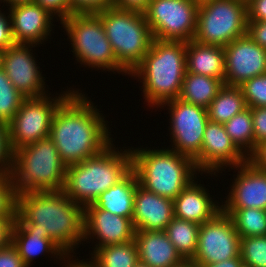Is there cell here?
Returning a JSON list of instances; mask_svg holds the SVG:
<instances>
[{
	"label": "cell",
	"instance_id": "cell-32",
	"mask_svg": "<svg viewBox=\"0 0 266 267\" xmlns=\"http://www.w3.org/2000/svg\"><path fill=\"white\" fill-rule=\"evenodd\" d=\"M26 97L11 83L0 66V121L9 123Z\"/></svg>",
	"mask_w": 266,
	"mask_h": 267
},
{
	"label": "cell",
	"instance_id": "cell-42",
	"mask_svg": "<svg viewBox=\"0 0 266 267\" xmlns=\"http://www.w3.org/2000/svg\"><path fill=\"white\" fill-rule=\"evenodd\" d=\"M247 35L259 46L266 49V21H248Z\"/></svg>",
	"mask_w": 266,
	"mask_h": 267
},
{
	"label": "cell",
	"instance_id": "cell-40",
	"mask_svg": "<svg viewBox=\"0 0 266 267\" xmlns=\"http://www.w3.org/2000/svg\"><path fill=\"white\" fill-rule=\"evenodd\" d=\"M6 10L8 13L0 10V52L7 50L10 46L15 44L12 35L10 13L8 9Z\"/></svg>",
	"mask_w": 266,
	"mask_h": 267
},
{
	"label": "cell",
	"instance_id": "cell-36",
	"mask_svg": "<svg viewBox=\"0 0 266 267\" xmlns=\"http://www.w3.org/2000/svg\"><path fill=\"white\" fill-rule=\"evenodd\" d=\"M13 149L10 145L9 126L0 121V176H8L11 173Z\"/></svg>",
	"mask_w": 266,
	"mask_h": 267
},
{
	"label": "cell",
	"instance_id": "cell-3",
	"mask_svg": "<svg viewBox=\"0 0 266 267\" xmlns=\"http://www.w3.org/2000/svg\"><path fill=\"white\" fill-rule=\"evenodd\" d=\"M186 64V42L153 39L148 53L129 76L142 83L146 106L158 109L179 97Z\"/></svg>",
	"mask_w": 266,
	"mask_h": 267
},
{
	"label": "cell",
	"instance_id": "cell-18",
	"mask_svg": "<svg viewBox=\"0 0 266 267\" xmlns=\"http://www.w3.org/2000/svg\"><path fill=\"white\" fill-rule=\"evenodd\" d=\"M222 208H256L266 210V171L259 170L250 161L236 167ZM235 176V177H234Z\"/></svg>",
	"mask_w": 266,
	"mask_h": 267
},
{
	"label": "cell",
	"instance_id": "cell-45",
	"mask_svg": "<svg viewBox=\"0 0 266 267\" xmlns=\"http://www.w3.org/2000/svg\"><path fill=\"white\" fill-rule=\"evenodd\" d=\"M256 168L266 171V141L256 146L255 151L248 157Z\"/></svg>",
	"mask_w": 266,
	"mask_h": 267
},
{
	"label": "cell",
	"instance_id": "cell-12",
	"mask_svg": "<svg viewBox=\"0 0 266 267\" xmlns=\"http://www.w3.org/2000/svg\"><path fill=\"white\" fill-rule=\"evenodd\" d=\"M164 107H167L170 117V149L194 161L201 153L202 139L209 121L207 108L180 98L165 102L159 109Z\"/></svg>",
	"mask_w": 266,
	"mask_h": 267
},
{
	"label": "cell",
	"instance_id": "cell-25",
	"mask_svg": "<svg viewBox=\"0 0 266 267\" xmlns=\"http://www.w3.org/2000/svg\"><path fill=\"white\" fill-rule=\"evenodd\" d=\"M139 181L131 170L121 181L100 194L94 205L104 211L125 218L133 217L134 197Z\"/></svg>",
	"mask_w": 266,
	"mask_h": 267
},
{
	"label": "cell",
	"instance_id": "cell-52",
	"mask_svg": "<svg viewBox=\"0 0 266 267\" xmlns=\"http://www.w3.org/2000/svg\"><path fill=\"white\" fill-rule=\"evenodd\" d=\"M198 3H201V2H203V1H206V0H196Z\"/></svg>",
	"mask_w": 266,
	"mask_h": 267
},
{
	"label": "cell",
	"instance_id": "cell-30",
	"mask_svg": "<svg viewBox=\"0 0 266 267\" xmlns=\"http://www.w3.org/2000/svg\"><path fill=\"white\" fill-rule=\"evenodd\" d=\"M226 133L236 147L248 158L254 152L252 108H245L224 123Z\"/></svg>",
	"mask_w": 266,
	"mask_h": 267
},
{
	"label": "cell",
	"instance_id": "cell-7",
	"mask_svg": "<svg viewBox=\"0 0 266 267\" xmlns=\"http://www.w3.org/2000/svg\"><path fill=\"white\" fill-rule=\"evenodd\" d=\"M60 24L65 29L67 39H70L77 63L95 70L129 75L117 62L103 23L96 13H74Z\"/></svg>",
	"mask_w": 266,
	"mask_h": 267
},
{
	"label": "cell",
	"instance_id": "cell-31",
	"mask_svg": "<svg viewBox=\"0 0 266 267\" xmlns=\"http://www.w3.org/2000/svg\"><path fill=\"white\" fill-rule=\"evenodd\" d=\"M234 222L240 238L266 235V210L256 208H222Z\"/></svg>",
	"mask_w": 266,
	"mask_h": 267
},
{
	"label": "cell",
	"instance_id": "cell-16",
	"mask_svg": "<svg viewBox=\"0 0 266 267\" xmlns=\"http://www.w3.org/2000/svg\"><path fill=\"white\" fill-rule=\"evenodd\" d=\"M224 52L225 85L241 86L255 76L266 74V49L247 34L225 46Z\"/></svg>",
	"mask_w": 266,
	"mask_h": 267
},
{
	"label": "cell",
	"instance_id": "cell-49",
	"mask_svg": "<svg viewBox=\"0 0 266 267\" xmlns=\"http://www.w3.org/2000/svg\"><path fill=\"white\" fill-rule=\"evenodd\" d=\"M34 0H0V3L2 4V2L4 3L3 6H7L8 8L16 5V4H21V3H30L33 2ZM6 2V3H5Z\"/></svg>",
	"mask_w": 266,
	"mask_h": 267
},
{
	"label": "cell",
	"instance_id": "cell-53",
	"mask_svg": "<svg viewBox=\"0 0 266 267\" xmlns=\"http://www.w3.org/2000/svg\"><path fill=\"white\" fill-rule=\"evenodd\" d=\"M242 267H252V266H248V265H246V264H243Z\"/></svg>",
	"mask_w": 266,
	"mask_h": 267
},
{
	"label": "cell",
	"instance_id": "cell-28",
	"mask_svg": "<svg viewBox=\"0 0 266 267\" xmlns=\"http://www.w3.org/2000/svg\"><path fill=\"white\" fill-rule=\"evenodd\" d=\"M90 260L97 267H134L139 262L135 239L121 244L107 245L90 252Z\"/></svg>",
	"mask_w": 266,
	"mask_h": 267
},
{
	"label": "cell",
	"instance_id": "cell-13",
	"mask_svg": "<svg viewBox=\"0 0 266 267\" xmlns=\"http://www.w3.org/2000/svg\"><path fill=\"white\" fill-rule=\"evenodd\" d=\"M240 255V236L229 215L220 211L200 225L198 246L191 259L197 265L218 263Z\"/></svg>",
	"mask_w": 266,
	"mask_h": 267
},
{
	"label": "cell",
	"instance_id": "cell-19",
	"mask_svg": "<svg viewBox=\"0 0 266 267\" xmlns=\"http://www.w3.org/2000/svg\"><path fill=\"white\" fill-rule=\"evenodd\" d=\"M15 43L41 45L52 39L54 16L34 2L8 8ZM53 21V22H52ZM49 36V37H48Z\"/></svg>",
	"mask_w": 266,
	"mask_h": 267
},
{
	"label": "cell",
	"instance_id": "cell-51",
	"mask_svg": "<svg viewBox=\"0 0 266 267\" xmlns=\"http://www.w3.org/2000/svg\"><path fill=\"white\" fill-rule=\"evenodd\" d=\"M134 267H149V266L139 261Z\"/></svg>",
	"mask_w": 266,
	"mask_h": 267
},
{
	"label": "cell",
	"instance_id": "cell-15",
	"mask_svg": "<svg viewBox=\"0 0 266 267\" xmlns=\"http://www.w3.org/2000/svg\"><path fill=\"white\" fill-rule=\"evenodd\" d=\"M247 160L248 158L226 133L224 124L208 121L202 139L201 153L194 160L197 170L201 174L218 177V173H223L226 168L229 167L230 170L231 167L239 166Z\"/></svg>",
	"mask_w": 266,
	"mask_h": 267
},
{
	"label": "cell",
	"instance_id": "cell-29",
	"mask_svg": "<svg viewBox=\"0 0 266 267\" xmlns=\"http://www.w3.org/2000/svg\"><path fill=\"white\" fill-rule=\"evenodd\" d=\"M200 225L174 217L165 232L185 260H191L197 250Z\"/></svg>",
	"mask_w": 266,
	"mask_h": 267
},
{
	"label": "cell",
	"instance_id": "cell-6",
	"mask_svg": "<svg viewBox=\"0 0 266 267\" xmlns=\"http://www.w3.org/2000/svg\"><path fill=\"white\" fill-rule=\"evenodd\" d=\"M66 165L48 136L13 152L11 183L16 194L62 191Z\"/></svg>",
	"mask_w": 266,
	"mask_h": 267
},
{
	"label": "cell",
	"instance_id": "cell-1",
	"mask_svg": "<svg viewBox=\"0 0 266 267\" xmlns=\"http://www.w3.org/2000/svg\"><path fill=\"white\" fill-rule=\"evenodd\" d=\"M84 93L75 88L57 108L51 122L49 137L66 166L93 157L115 142L106 116L100 113L103 111Z\"/></svg>",
	"mask_w": 266,
	"mask_h": 267
},
{
	"label": "cell",
	"instance_id": "cell-41",
	"mask_svg": "<svg viewBox=\"0 0 266 267\" xmlns=\"http://www.w3.org/2000/svg\"><path fill=\"white\" fill-rule=\"evenodd\" d=\"M0 267H27L11 242L0 250Z\"/></svg>",
	"mask_w": 266,
	"mask_h": 267
},
{
	"label": "cell",
	"instance_id": "cell-47",
	"mask_svg": "<svg viewBox=\"0 0 266 267\" xmlns=\"http://www.w3.org/2000/svg\"><path fill=\"white\" fill-rule=\"evenodd\" d=\"M74 257V258H73ZM76 257L72 255H66L65 259L61 262L63 263L62 267H97L91 260L90 258L86 259L89 261H86L85 259H75ZM67 259V260H66Z\"/></svg>",
	"mask_w": 266,
	"mask_h": 267
},
{
	"label": "cell",
	"instance_id": "cell-11",
	"mask_svg": "<svg viewBox=\"0 0 266 267\" xmlns=\"http://www.w3.org/2000/svg\"><path fill=\"white\" fill-rule=\"evenodd\" d=\"M196 0H151L143 13L153 39L189 42L196 33Z\"/></svg>",
	"mask_w": 266,
	"mask_h": 267
},
{
	"label": "cell",
	"instance_id": "cell-24",
	"mask_svg": "<svg viewBox=\"0 0 266 267\" xmlns=\"http://www.w3.org/2000/svg\"><path fill=\"white\" fill-rule=\"evenodd\" d=\"M187 72L221 79L225 77L223 46L203 44L192 39L186 42Z\"/></svg>",
	"mask_w": 266,
	"mask_h": 267
},
{
	"label": "cell",
	"instance_id": "cell-39",
	"mask_svg": "<svg viewBox=\"0 0 266 267\" xmlns=\"http://www.w3.org/2000/svg\"><path fill=\"white\" fill-rule=\"evenodd\" d=\"M72 14L99 13L112 7V0H71Z\"/></svg>",
	"mask_w": 266,
	"mask_h": 267
},
{
	"label": "cell",
	"instance_id": "cell-14",
	"mask_svg": "<svg viewBox=\"0 0 266 267\" xmlns=\"http://www.w3.org/2000/svg\"><path fill=\"white\" fill-rule=\"evenodd\" d=\"M36 44L15 43L0 52V66L14 87L26 98L48 94L44 74L40 71L33 49ZM46 85V86H45ZM46 88V89H45Z\"/></svg>",
	"mask_w": 266,
	"mask_h": 267
},
{
	"label": "cell",
	"instance_id": "cell-33",
	"mask_svg": "<svg viewBox=\"0 0 266 267\" xmlns=\"http://www.w3.org/2000/svg\"><path fill=\"white\" fill-rule=\"evenodd\" d=\"M240 256L243 264L266 267V235L240 238Z\"/></svg>",
	"mask_w": 266,
	"mask_h": 267
},
{
	"label": "cell",
	"instance_id": "cell-22",
	"mask_svg": "<svg viewBox=\"0 0 266 267\" xmlns=\"http://www.w3.org/2000/svg\"><path fill=\"white\" fill-rule=\"evenodd\" d=\"M139 261L149 267H173L185 259L165 231H135Z\"/></svg>",
	"mask_w": 266,
	"mask_h": 267
},
{
	"label": "cell",
	"instance_id": "cell-34",
	"mask_svg": "<svg viewBox=\"0 0 266 267\" xmlns=\"http://www.w3.org/2000/svg\"><path fill=\"white\" fill-rule=\"evenodd\" d=\"M240 88L247 107H266V74L245 81Z\"/></svg>",
	"mask_w": 266,
	"mask_h": 267
},
{
	"label": "cell",
	"instance_id": "cell-50",
	"mask_svg": "<svg viewBox=\"0 0 266 267\" xmlns=\"http://www.w3.org/2000/svg\"><path fill=\"white\" fill-rule=\"evenodd\" d=\"M173 267H199V266L192 260H184L179 265H176V266H173Z\"/></svg>",
	"mask_w": 266,
	"mask_h": 267
},
{
	"label": "cell",
	"instance_id": "cell-44",
	"mask_svg": "<svg viewBox=\"0 0 266 267\" xmlns=\"http://www.w3.org/2000/svg\"><path fill=\"white\" fill-rule=\"evenodd\" d=\"M151 0H112V6L118 9L144 13Z\"/></svg>",
	"mask_w": 266,
	"mask_h": 267
},
{
	"label": "cell",
	"instance_id": "cell-2",
	"mask_svg": "<svg viewBox=\"0 0 266 267\" xmlns=\"http://www.w3.org/2000/svg\"><path fill=\"white\" fill-rule=\"evenodd\" d=\"M14 220L25 231H39L51 238L67 255L76 256L74 250L83 246L84 207L63 191L16 194Z\"/></svg>",
	"mask_w": 266,
	"mask_h": 267
},
{
	"label": "cell",
	"instance_id": "cell-10",
	"mask_svg": "<svg viewBox=\"0 0 266 267\" xmlns=\"http://www.w3.org/2000/svg\"><path fill=\"white\" fill-rule=\"evenodd\" d=\"M73 91L74 88L71 87L59 94L56 93L55 97L49 91L45 96L24 99L15 116L8 123L13 152L49 136L55 111Z\"/></svg>",
	"mask_w": 266,
	"mask_h": 267
},
{
	"label": "cell",
	"instance_id": "cell-4",
	"mask_svg": "<svg viewBox=\"0 0 266 267\" xmlns=\"http://www.w3.org/2000/svg\"><path fill=\"white\" fill-rule=\"evenodd\" d=\"M122 148L119 147V150L112 142L99 154L66 166L62 191L83 207L94 203L100 194L116 185L132 170L131 150Z\"/></svg>",
	"mask_w": 266,
	"mask_h": 267
},
{
	"label": "cell",
	"instance_id": "cell-21",
	"mask_svg": "<svg viewBox=\"0 0 266 267\" xmlns=\"http://www.w3.org/2000/svg\"><path fill=\"white\" fill-rule=\"evenodd\" d=\"M196 179L173 200L174 217L201 225L222 211V202L215 200V197L213 199L201 180L198 184L199 179Z\"/></svg>",
	"mask_w": 266,
	"mask_h": 267
},
{
	"label": "cell",
	"instance_id": "cell-23",
	"mask_svg": "<svg viewBox=\"0 0 266 267\" xmlns=\"http://www.w3.org/2000/svg\"><path fill=\"white\" fill-rule=\"evenodd\" d=\"M10 242L27 267L34 265L31 263L39 255L45 256L48 253L47 257H54L55 261L60 262L67 255L51 238H45L39 231H25L15 220L11 227Z\"/></svg>",
	"mask_w": 266,
	"mask_h": 267
},
{
	"label": "cell",
	"instance_id": "cell-26",
	"mask_svg": "<svg viewBox=\"0 0 266 267\" xmlns=\"http://www.w3.org/2000/svg\"><path fill=\"white\" fill-rule=\"evenodd\" d=\"M223 86L224 82L221 79L186 71L178 98L208 108Z\"/></svg>",
	"mask_w": 266,
	"mask_h": 267
},
{
	"label": "cell",
	"instance_id": "cell-35",
	"mask_svg": "<svg viewBox=\"0 0 266 267\" xmlns=\"http://www.w3.org/2000/svg\"><path fill=\"white\" fill-rule=\"evenodd\" d=\"M16 193L10 175L0 176V217H15Z\"/></svg>",
	"mask_w": 266,
	"mask_h": 267
},
{
	"label": "cell",
	"instance_id": "cell-5",
	"mask_svg": "<svg viewBox=\"0 0 266 267\" xmlns=\"http://www.w3.org/2000/svg\"><path fill=\"white\" fill-rule=\"evenodd\" d=\"M130 150L132 170L139 185L159 196L174 200L192 180L200 177L199 174L202 176L191 158L169 147L148 149L131 146Z\"/></svg>",
	"mask_w": 266,
	"mask_h": 267
},
{
	"label": "cell",
	"instance_id": "cell-17",
	"mask_svg": "<svg viewBox=\"0 0 266 267\" xmlns=\"http://www.w3.org/2000/svg\"><path fill=\"white\" fill-rule=\"evenodd\" d=\"M134 237L135 228L131 218L114 215L93 203L84 207V242L95 240L94 247H91L93 251L103 246L129 242Z\"/></svg>",
	"mask_w": 266,
	"mask_h": 267
},
{
	"label": "cell",
	"instance_id": "cell-43",
	"mask_svg": "<svg viewBox=\"0 0 266 267\" xmlns=\"http://www.w3.org/2000/svg\"><path fill=\"white\" fill-rule=\"evenodd\" d=\"M248 21H266V0H247Z\"/></svg>",
	"mask_w": 266,
	"mask_h": 267
},
{
	"label": "cell",
	"instance_id": "cell-9",
	"mask_svg": "<svg viewBox=\"0 0 266 267\" xmlns=\"http://www.w3.org/2000/svg\"><path fill=\"white\" fill-rule=\"evenodd\" d=\"M247 0H206L198 5L194 40L227 46L247 34Z\"/></svg>",
	"mask_w": 266,
	"mask_h": 267
},
{
	"label": "cell",
	"instance_id": "cell-27",
	"mask_svg": "<svg viewBox=\"0 0 266 267\" xmlns=\"http://www.w3.org/2000/svg\"><path fill=\"white\" fill-rule=\"evenodd\" d=\"M245 108L247 106L240 86L224 84L207 108V115L209 121L224 124Z\"/></svg>",
	"mask_w": 266,
	"mask_h": 267
},
{
	"label": "cell",
	"instance_id": "cell-8",
	"mask_svg": "<svg viewBox=\"0 0 266 267\" xmlns=\"http://www.w3.org/2000/svg\"><path fill=\"white\" fill-rule=\"evenodd\" d=\"M117 62L130 74L148 53L153 36L143 13L109 7L96 13Z\"/></svg>",
	"mask_w": 266,
	"mask_h": 267
},
{
	"label": "cell",
	"instance_id": "cell-48",
	"mask_svg": "<svg viewBox=\"0 0 266 267\" xmlns=\"http://www.w3.org/2000/svg\"><path fill=\"white\" fill-rule=\"evenodd\" d=\"M243 262L241 256L239 255L236 258H231L218 263L202 264L198 265L199 267H242Z\"/></svg>",
	"mask_w": 266,
	"mask_h": 267
},
{
	"label": "cell",
	"instance_id": "cell-38",
	"mask_svg": "<svg viewBox=\"0 0 266 267\" xmlns=\"http://www.w3.org/2000/svg\"><path fill=\"white\" fill-rule=\"evenodd\" d=\"M254 131V151L256 146L266 141V107L252 108Z\"/></svg>",
	"mask_w": 266,
	"mask_h": 267
},
{
	"label": "cell",
	"instance_id": "cell-37",
	"mask_svg": "<svg viewBox=\"0 0 266 267\" xmlns=\"http://www.w3.org/2000/svg\"><path fill=\"white\" fill-rule=\"evenodd\" d=\"M33 2L46 9L60 23L72 15L71 0H34Z\"/></svg>",
	"mask_w": 266,
	"mask_h": 267
},
{
	"label": "cell",
	"instance_id": "cell-46",
	"mask_svg": "<svg viewBox=\"0 0 266 267\" xmlns=\"http://www.w3.org/2000/svg\"><path fill=\"white\" fill-rule=\"evenodd\" d=\"M15 217H0V250L10 242L12 223Z\"/></svg>",
	"mask_w": 266,
	"mask_h": 267
},
{
	"label": "cell",
	"instance_id": "cell-20",
	"mask_svg": "<svg viewBox=\"0 0 266 267\" xmlns=\"http://www.w3.org/2000/svg\"><path fill=\"white\" fill-rule=\"evenodd\" d=\"M174 218L173 200L137 186L132 222L135 231H165Z\"/></svg>",
	"mask_w": 266,
	"mask_h": 267
}]
</instances>
